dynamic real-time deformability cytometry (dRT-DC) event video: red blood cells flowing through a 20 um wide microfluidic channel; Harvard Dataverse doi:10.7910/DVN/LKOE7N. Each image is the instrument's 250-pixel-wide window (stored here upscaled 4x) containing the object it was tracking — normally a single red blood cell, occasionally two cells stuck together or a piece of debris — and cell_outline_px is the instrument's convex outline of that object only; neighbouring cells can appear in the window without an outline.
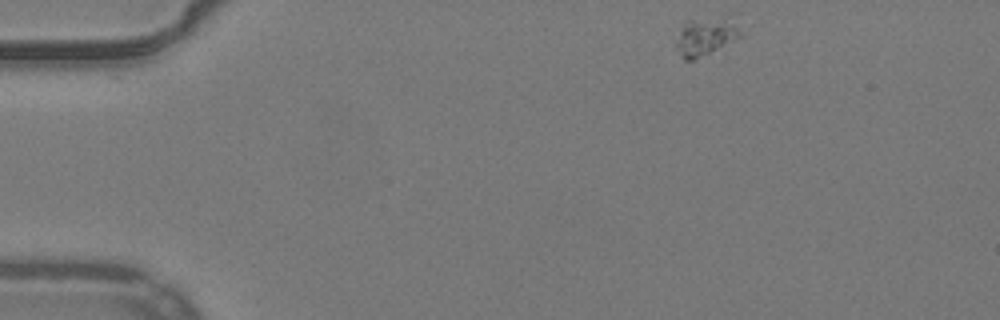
{"species": "common noctule bat (a hibernating species)", "species_latin": "Nyctalus noctula", "temperature_condition": "warm", "stored_images_in_passage": 12, "camera_frame_rate_fps": 3000, "um_per_image_px": 0.085, "animal": {"sex": "male", "body_mass_g": 19.2, "forearm_length_mm": 51.8}, "frame": {"image": 1, "passage_image": 1, "time_ms": 0.0, "image_size_px": [1000, 320], "cell_outline_px": [[740, 36], [692, 60], [684, 60], [676, 48], [676, 40], [684, 20], [692, 20], [732, 24], [740, 32]], "centroid_in_image_um": [59.78, 3.2], "position_along_channel_um": 25.2, "area_um2": 12.37}}
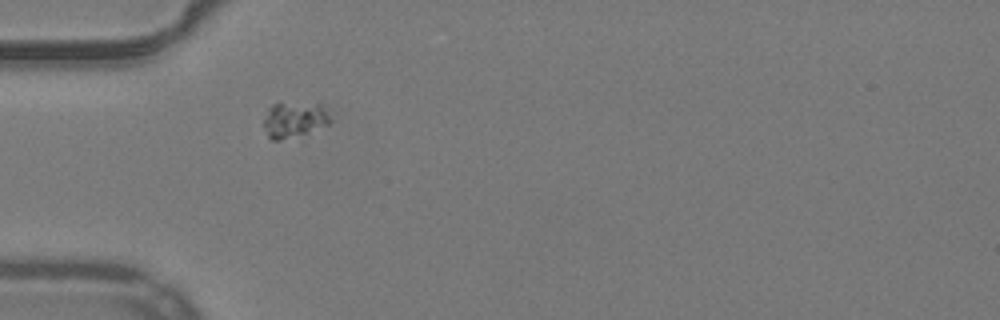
{"frame": {"image": 2, "passage_image": 10, "time_ms": 3.0, "image_size_px": [1000, 320], "cell_outline_px": [[332, 120], [328, 124], [308, 132], [280, 140], [272, 140], [268, 136], [264, 128], [264, 116], [268, 108], [272, 104], [280, 100], [320, 104]], "centroid_in_image_um": [24.96, 10.12], "position_along_channel_um": 60.0, "area_um2": 14.05}}